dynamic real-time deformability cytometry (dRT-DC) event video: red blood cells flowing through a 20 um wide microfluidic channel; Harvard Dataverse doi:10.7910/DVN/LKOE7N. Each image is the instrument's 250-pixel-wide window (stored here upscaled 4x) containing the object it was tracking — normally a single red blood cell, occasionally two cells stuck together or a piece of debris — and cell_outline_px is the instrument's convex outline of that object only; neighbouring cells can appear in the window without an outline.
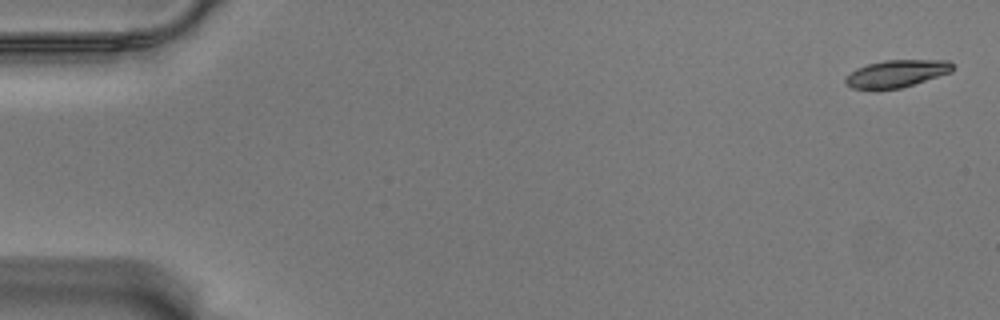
{"species": "Egyptian fruit bat (a non-hibernating species)", "species_latin": "Rousettus aegyptiacus", "temperature_condition": "warm", "stored_images_in_passage": 58, "camera_frame_rate_fps": 3000, "um_per_image_px": 0.085, "animal": {"sex": "male"}, "frame": {"image": 1, "passage_image": 2, "time_ms": 0.333, "image_size_px": [1000, 320], "cell_outline_px": [[956, 64], [952, 72], [900, 88], [876, 92], [852, 88], [844, 80], [856, 68], [868, 64], [884, 60], [948, 60]], "centroid_in_image_um": [76.22, 6.28], "position_along_channel_um": 8.8, "area_um2": 17.46}}
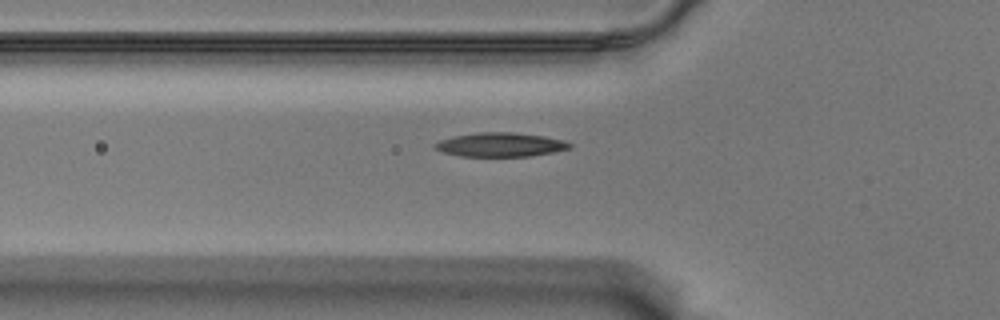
{"frame": {"image": 2, "passage_image": 21, "time_ms": 6.667, "image_size_px": [1000, 320], "cell_outline_px": [[572, 148], [532, 156], [460, 156], [444, 152], [436, 148], [432, 144], [440, 140], [452, 136], [476, 132], [512, 132], [544, 136], [564, 140], [572, 144]], "centroid_in_image_um": [42.54, 12.29], "position_along_channel_um": 83.3, "area_um2": 18.9}}
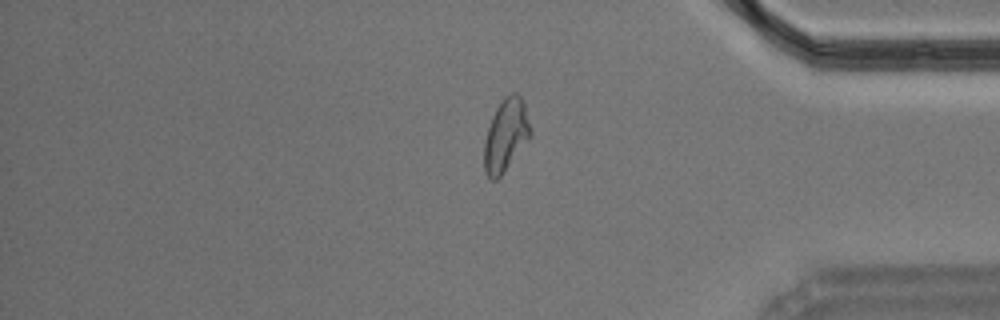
{"frame": {"image": 3, "passage_image": 49, "time_ms": 16.0, "image_size_px": [1000, 320], "cell_outline_px": [[532, 136], [500, 176], [496, 180], [492, 180], [484, 172], [484, 140], [492, 116], [496, 108], [504, 96], [512, 92], [516, 92], [524, 100], [532, 132]], "centroid_in_image_um": [43.01, 11.46], "position_along_channel_um": 392.2, "area_um2": 19.71}, "authors_computed_cell_mechanics": {"area_um2": 18.0914, "velocity_mm_per_s": 3.528, "shape_relaxation_time_tau1_ms": 5.611, "shape_relaxation_time_tau2_ms": 1.3296, "deformation_change_tau1": 0.1892, "deformation_change_tau2": 0.0694}}